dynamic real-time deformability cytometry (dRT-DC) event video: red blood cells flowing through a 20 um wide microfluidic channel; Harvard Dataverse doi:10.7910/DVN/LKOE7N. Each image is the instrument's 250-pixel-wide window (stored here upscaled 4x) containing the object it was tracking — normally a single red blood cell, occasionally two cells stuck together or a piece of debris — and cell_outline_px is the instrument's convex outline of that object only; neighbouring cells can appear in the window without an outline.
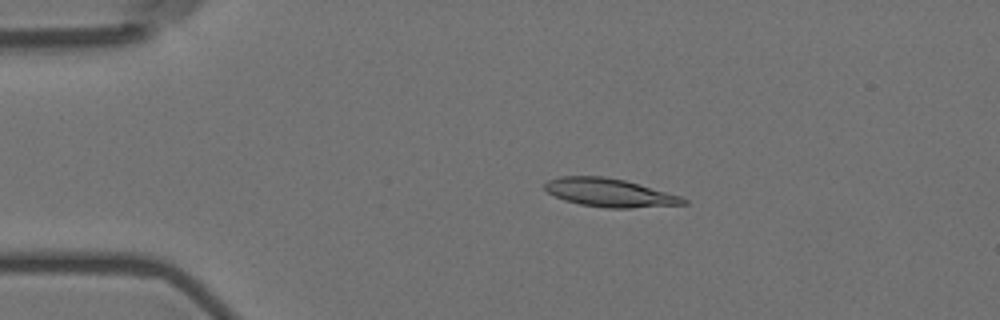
{"species": "Egyptian fruit bat (a non-hibernating species)", "species_latin": "Rousettus aegyptiacus", "temperature_condition": "room temperature", "stored_images_in_passage": 5, "camera_frame_rate_fps": 3000, "um_per_image_px": 0.085, "animal": {"sex": "female"}, "frame": {"image": 1, "passage_image": 3, "time_ms": 0.667, "image_size_px": [1000, 320], "cell_outline_px": [[688, 204], [632, 208], [604, 208], [580, 204], [564, 200], [548, 192], [544, 188], [544, 184], [548, 180], [560, 176], [604, 176], [624, 180], [640, 184], [680, 196], [688, 200]], "centroid_in_image_um": [51.82, 16.38], "position_along_channel_um": 33.2, "area_um2": 22.89}}
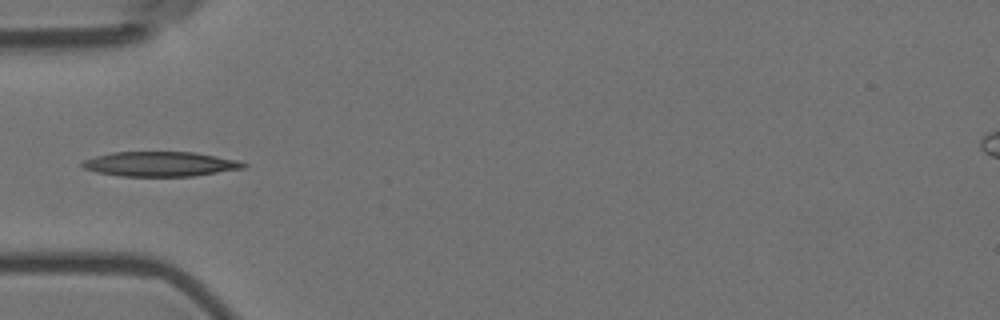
{"frame": {"image": 2, "passage_image": 5, "time_ms": 1.333, "image_size_px": [1000, 320], "cell_outline_px": [[248, 164], [244, 168], [192, 176], [120, 176], [96, 172], [84, 168], [80, 164], [84, 160], [96, 156], [112, 152], [192, 152], [240, 160]], "centroid_in_image_um": [13.62, 13.94], "position_along_channel_um": 71.4, "area_um2": 23.18}}